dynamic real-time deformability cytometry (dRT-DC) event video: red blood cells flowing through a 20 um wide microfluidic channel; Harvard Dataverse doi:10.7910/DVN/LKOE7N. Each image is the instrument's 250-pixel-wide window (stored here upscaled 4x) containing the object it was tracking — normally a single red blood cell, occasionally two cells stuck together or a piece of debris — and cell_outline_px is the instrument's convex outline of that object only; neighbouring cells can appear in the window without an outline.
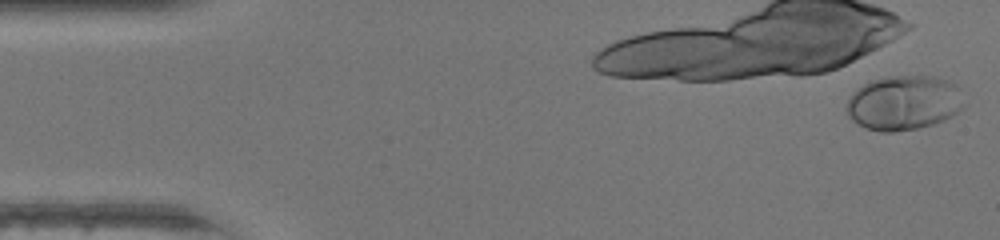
{"species": "human", "species_latin": "Homo sapiens", "temperature_condition": "warm", "stored_images_in_passage": 46, "camera_frame_rate_fps": 3000, "um_per_image_px": 0.085, "donor": {"sex": "female"}, "frame": {"image": 1, "passage_image": 1, "time_ms": 0.0, "image_size_px": [1000, 240], "cell_outline_px": [[964, 108], [952, 116], [936, 124], [916, 128], [892, 132], [880, 132], [856, 124], [848, 116], [844, 108], [852, 92], [856, 88], [872, 80], [884, 76], [936, 76], [948, 80], [956, 84], [960, 88], [964, 104]], "centroid_in_image_um": [76.83, 8.73], "position_along_channel_um": 8.2, "area_um2": 37.97}}
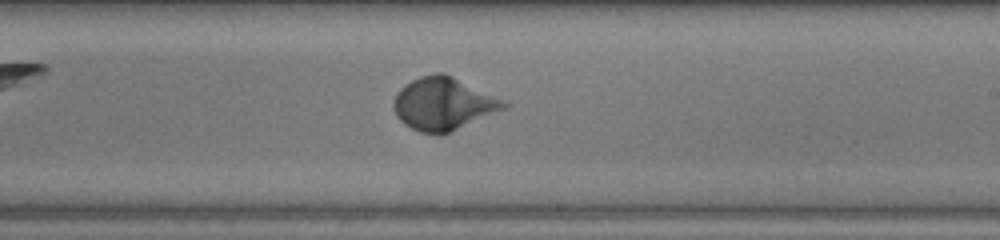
{"frame": {"image": 2, "passage_image": 27, "time_ms": 8.667, "image_size_px": [1000, 240], "cell_outline_px": [[508, 104], [504, 108], [440, 136], [420, 132], [404, 124], [396, 116], [392, 104], [396, 92], [404, 84], [420, 76], [436, 72], [444, 72], [504, 100]], "centroid_in_image_um": [37.61, 8.81], "position_along_channel_um": 251.4, "area_um2": 33.64}}
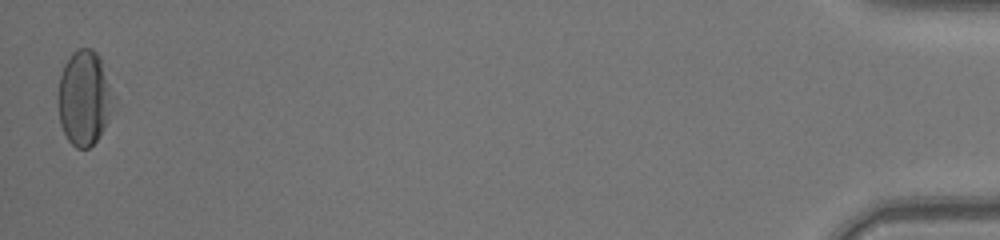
{"frame": {"image": 3, "passage_image": 46, "time_ms": 15.0, "image_size_px": [1000, 240], "cell_outline_px": [[108, 120], [104, 128], [96, 140], [88, 148], [76, 148], [68, 140], [60, 124], [56, 96], [60, 76], [64, 64], [72, 52], [80, 48], [92, 48], [100, 56], [108, 88]], "centroid_in_image_um": [7.04, 8.32], "position_along_channel_um": 428.2, "area_um2": 29.54}, "authors_computed_cell_mechanics": {"area_um2": 31.1253, "velocity_mm_per_s": 4.3902, "shape_relaxation_time_tau1_ms": 2.5913, "shape_relaxation_time_tau2_ms": null, "deformation_change_tau1": 0.1902, "deformation_change_tau2": null}}